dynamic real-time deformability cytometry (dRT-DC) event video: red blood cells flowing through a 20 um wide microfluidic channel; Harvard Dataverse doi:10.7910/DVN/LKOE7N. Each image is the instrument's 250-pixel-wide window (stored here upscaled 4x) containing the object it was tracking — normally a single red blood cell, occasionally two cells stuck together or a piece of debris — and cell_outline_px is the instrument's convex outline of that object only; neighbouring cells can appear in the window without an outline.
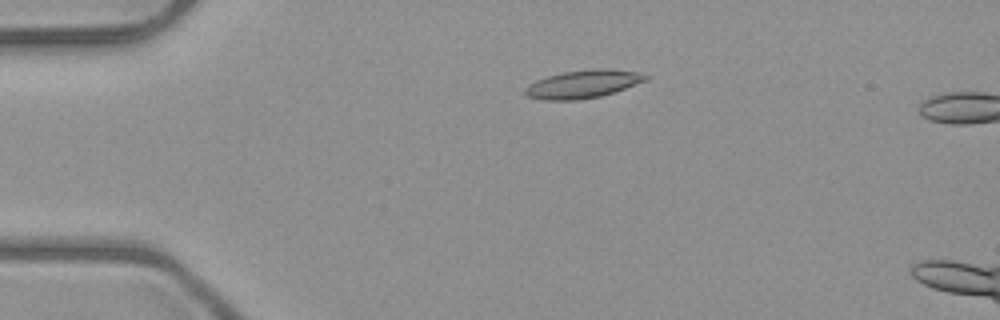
{"species": "common noctule bat (a hibernating species)", "species_latin": "Nyctalus noctula", "temperature_condition": "room temperature", "stored_images_in_passage": 3, "camera_frame_rate_fps": 3000, "um_per_image_px": 0.085, "animal": {"sex": "male", "body_mass_g": 23.1, "forearm_length_mm": 52.7}, "frame": {"image": 1, "passage_image": 2, "time_ms": 1.0, "image_size_px": [1000, 320], "cell_outline_px": [[648, 80], [616, 92], [600, 96], [576, 100], [544, 100], [528, 96], [524, 92], [524, 88], [528, 84], [536, 80], [548, 76], [564, 72], [592, 68], [608, 68], [640, 72], [648, 76]], "centroid_in_image_um": [49.59, 7.14], "position_along_channel_um": 35.4, "area_um2": 19.88}}